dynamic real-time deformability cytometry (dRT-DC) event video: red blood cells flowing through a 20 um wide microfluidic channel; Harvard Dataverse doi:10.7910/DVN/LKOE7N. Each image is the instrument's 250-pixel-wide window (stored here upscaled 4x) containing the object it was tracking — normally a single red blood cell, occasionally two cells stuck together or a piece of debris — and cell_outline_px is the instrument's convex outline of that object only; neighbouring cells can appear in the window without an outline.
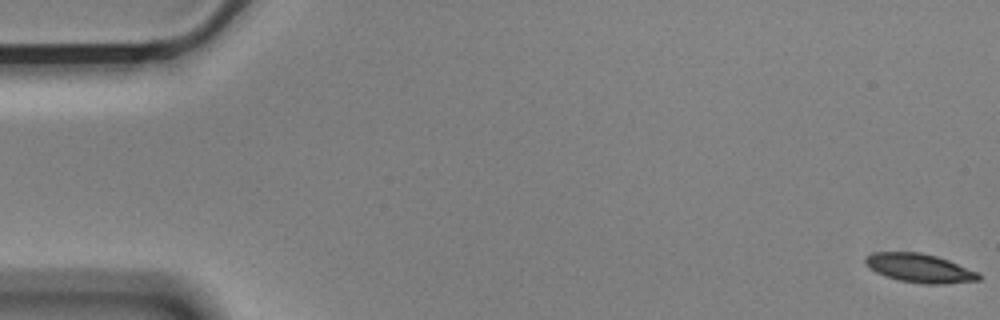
{"species": "Egyptian fruit bat (a non-hibernating species)", "species_latin": "Rousettus aegyptiacus", "temperature_condition": "cold", "stored_images_in_passage": 56, "camera_frame_rate_fps": 3000, "um_per_image_px": 0.085, "animal": {"sex": "male"}, "frame": {"image": 1, "passage_image": 1, "time_ms": 0.0, "image_size_px": [1000, 320], "cell_outline_px": [[980, 280], [944, 284], [924, 284], [900, 280], [876, 272], [864, 264], [864, 260], [872, 252], [920, 252], [936, 256], [948, 260], [980, 272]], "centroid_in_image_um": [78.19, 22.79], "position_along_channel_um": 6.8, "area_um2": 18.96}}
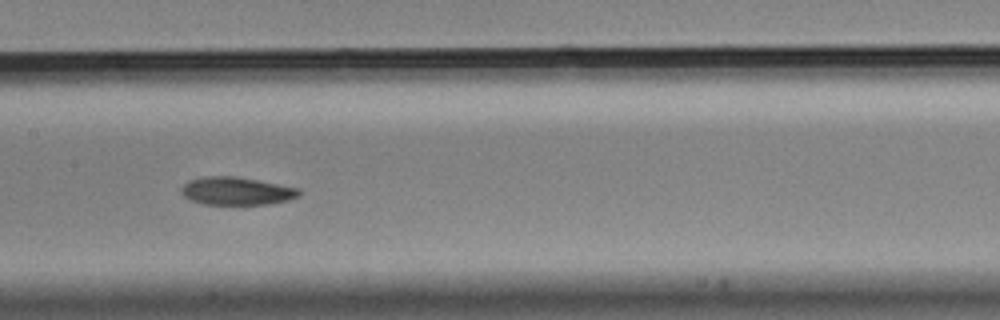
{"frame": {"image": 2, "passage_image": 28, "time_ms": 9.0, "image_size_px": [1000, 320], "cell_outline_px": [[300, 196], [288, 200], [264, 204], [204, 204], [192, 200], [184, 196], [180, 192], [180, 188], [188, 180], [208, 176], [232, 176], [256, 180], [300, 188]], "centroid_in_image_um": [20.09, 16.23], "position_along_channel_um": 187.3, "area_um2": 18.96}}
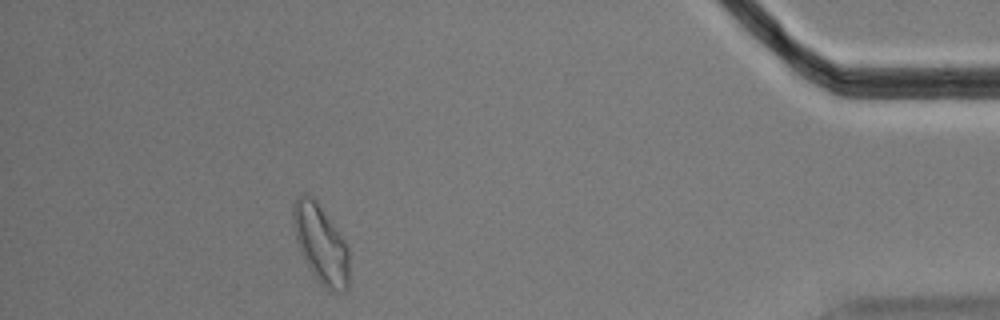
{"frame": {"image": 3, "passage_image": 51, "time_ms": 16.667, "image_size_px": [1000, 320], "cell_outline_px": [[348, 288], [344, 292], [328, 292], [320, 284], [312, 272], [300, 252], [296, 240], [292, 224], [292, 204], [296, 196], [304, 192], [312, 196], [316, 200], [344, 240], [348, 248]], "centroid_in_image_um": [27.23, 20.73], "position_along_channel_um": 408.0, "area_um2": 25.89}, "authors_computed_cell_mechanics": {"area_um2": 19.4208, "velocity_mm_per_s": 3.5698, "shape_relaxation_time_tau1_ms": 5.9169, "shape_relaxation_time_tau2_ms": 3.781, "deformation_change_tau1": 0.1612, "deformation_change_tau2": 0.0838}}